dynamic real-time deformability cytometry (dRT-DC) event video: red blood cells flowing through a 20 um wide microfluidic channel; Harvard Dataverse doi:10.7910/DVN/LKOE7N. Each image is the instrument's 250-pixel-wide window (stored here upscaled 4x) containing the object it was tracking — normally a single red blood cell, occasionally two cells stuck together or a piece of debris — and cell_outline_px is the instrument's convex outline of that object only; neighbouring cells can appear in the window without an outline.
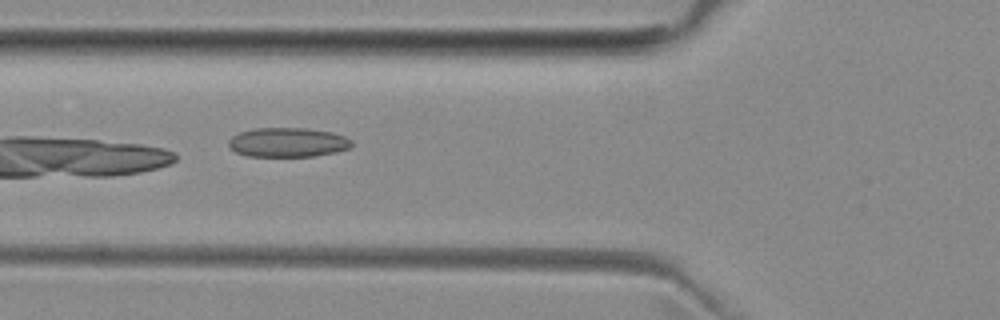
{"species": "common noctule bat (a hibernating species)", "species_latin": "Nyctalus noctula", "temperature_condition": "room temperature", "stored_images_in_passage": 8, "camera_frame_rate_fps": 3000, "um_per_image_px": 0.085, "animal": {"sex": "female", "body_mass_g": 29.2, "forearm_length_mm": 56.3}, "frame": {"image": 1, "passage_image": 5, "time_ms": 5.667, "image_size_px": [1000, 320], "cell_outline_px": [[352, 144], [348, 148], [336, 152], [312, 156], [248, 156], [236, 152], [228, 144], [228, 140], [232, 136], [240, 132], [252, 128], [304, 128], [332, 132], [344, 136], [352, 140]], "centroid_in_image_um": [24.45, 12.09], "position_along_channel_um": 101.4, "area_um2": 20.98}}
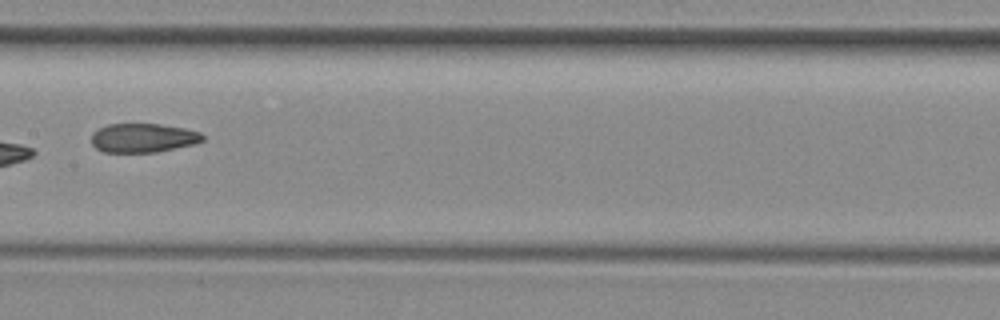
{"frame": {"image": 2, "passage_image": 7, "time_ms": 8.0, "image_size_px": [1000, 320], "cell_outline_px": [[204, 140], [192, 144], [156, 152], [104, 152], [96, 148], [92, 144], [92, 132], [108, 124], [160, 124], [184, 128], [200, 132], [204, 136]], "centroid_in_image_um": [12.15, 11.72], "position_along_channel_um": 195.3, "area_um2": 18.67}}
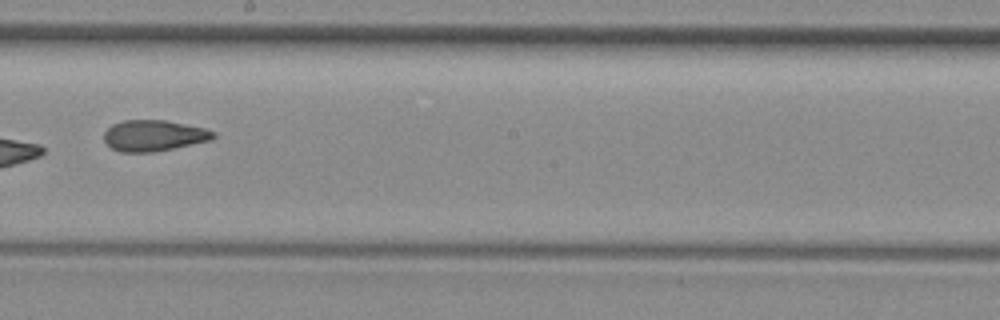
{"frame": {"image": 3, "passage_image": 8, "time_ms": 9.0, "image_size_px": [1000, 320], "cell_outline_px": [[216, 136], [212, 140], [152, 152], [120, 152], [112, 148], [104, 140], [104, 132], [112, 124], [124, 120], [164, 120], [204, 128], [216, 132]], "centroid_in_image_um": [13.07, 11.52], "position_along_channel_um": 235.1, "area_um2": 19.65}}